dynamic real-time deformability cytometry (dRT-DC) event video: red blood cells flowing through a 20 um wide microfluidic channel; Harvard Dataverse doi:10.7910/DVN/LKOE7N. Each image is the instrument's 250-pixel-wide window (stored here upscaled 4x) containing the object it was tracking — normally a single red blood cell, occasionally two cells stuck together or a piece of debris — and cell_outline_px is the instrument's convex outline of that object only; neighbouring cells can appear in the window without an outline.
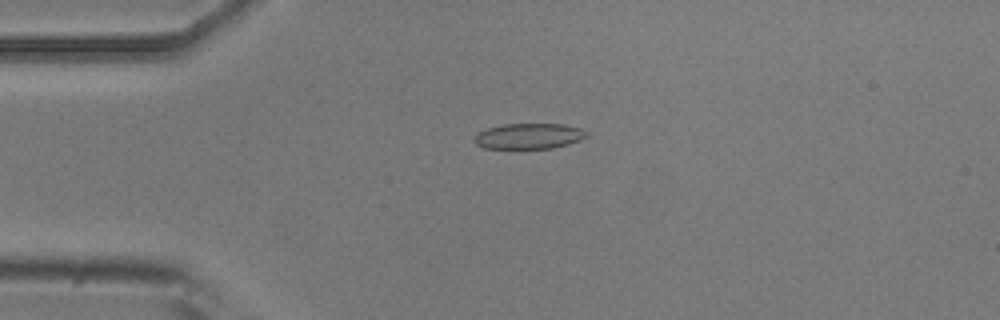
{"species": "common noctule bat (a hibernating species)", "species_latin": "Nyctalus noctula", "temperature_condition": "room temperature", "stored_images_in_passage": 35, "camera_frame_rate_fps": 3000, "um_per_image_px": 0.085, "animal": {"sex": "male", "body_mass_g": 20.5, "forearm_length_mm": 52.5}, "frame": {"image": 1, "passage_image": 3, "time_ms": 0.667, "image_size_px": [1000, 320], "cell_outline_px": [[588, 136], [580, 140], [568, 144], [552, 148], [484, 148], [476, 144], [472, 140], [472, 136], [476, 132], [488, 128], [504, 124], [564, 124], [580, 128], [588, 132]], "centroid_in_image_um": [44.92, 11.56], "position_along_channel_um": 40.1, "area_um2": 16.88}}
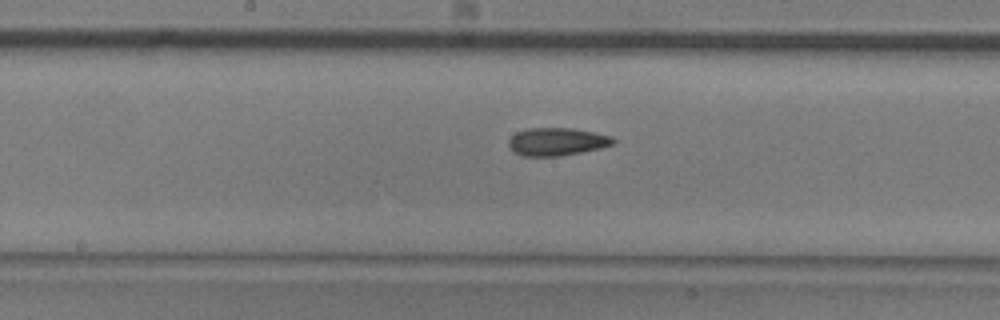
{"frame": {"image": 2, "passage_image": 17, "time_ms": 5.333, "image_size_px": [1000, 320], "cell_outline_px": [[616, 144], [600, 148], [560, 156], [524, 156], [512, 152], [508, 144], [508, 140], [516, 132], [528, 128], [572, 128], [612, 136], [616, 140]], "centroid_in_image_um": [47.33, 12.04], "position_along_channel_um": 200.9, "area_um2": 17.05}}
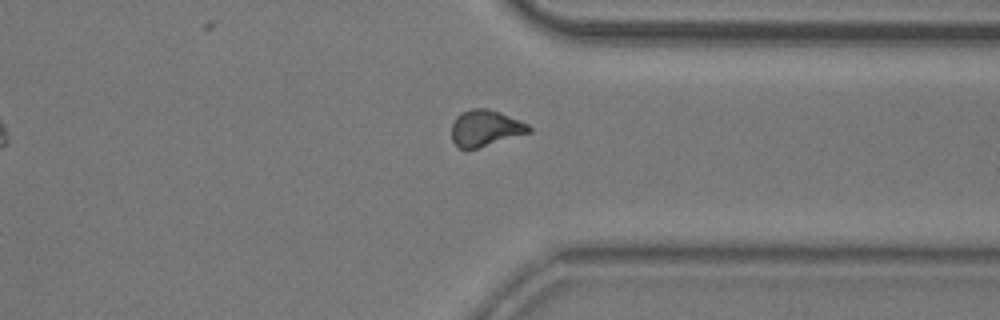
{"frame": {"image": 3, "passage_image": 30, "time_ms": 9.667, "image_size_px": [1000, 320], "cell_outline_px": [[532, 132], [476, 148], [460, 148], [452, 140], [452, 124], [456, 116], [460, 112], [472, 108], [488, 108], [500, 112], [520, 120], [528, 124], [532, 128]], "centroid_in_image_um": [41.27, 10.86], "position_along_channel_um": 370.1, "area_um2": 16.3}, "authors_computed_cell_mechanics": {"area_um2": 16.6464, "velocity_mm_per_s": 3.9479, "shape_relaxation_time_tau1_ms": 5.0356, "shape_relaxation_time_tau2_ms": 2.979, "deformation_change_tau1": 0.1154, "deformation_change_tau2": 0.0957}}